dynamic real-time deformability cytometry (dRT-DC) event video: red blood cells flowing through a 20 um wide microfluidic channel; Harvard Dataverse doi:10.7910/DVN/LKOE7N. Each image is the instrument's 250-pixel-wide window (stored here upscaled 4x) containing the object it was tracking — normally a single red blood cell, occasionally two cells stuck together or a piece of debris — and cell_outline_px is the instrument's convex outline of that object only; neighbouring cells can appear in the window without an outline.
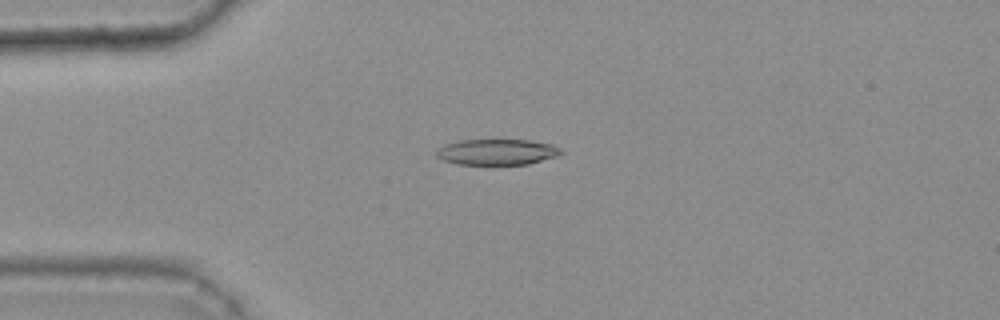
{"species": "common noctule bat (a hibernating species)", "species_latin": "Nyctalus noctula", "temperature_condition": "warm", "stored_images_in_passage": 46, "camera_frame_rate_fps": 3000, "um_per_image_px": 0.085, "animal": {"sex": "female", "body_mass_g": 25.1}, "frame": {"image": 1, "passage_image": 13, "time_ms": 4.0, "image_size_px": [1000, 320], "cell_outline_px": [[564, 152], [560, 156], [528, 164], [456, 164], [444, 160], [436, 156], [436, 152], [444, 144], [460, 140], [528, 140], [552, 144], [560, 148]], "centroid_in_image_um": [42.29, 12.92], "position_along_channel_um": 42.7, "area_um2": 18.79}}
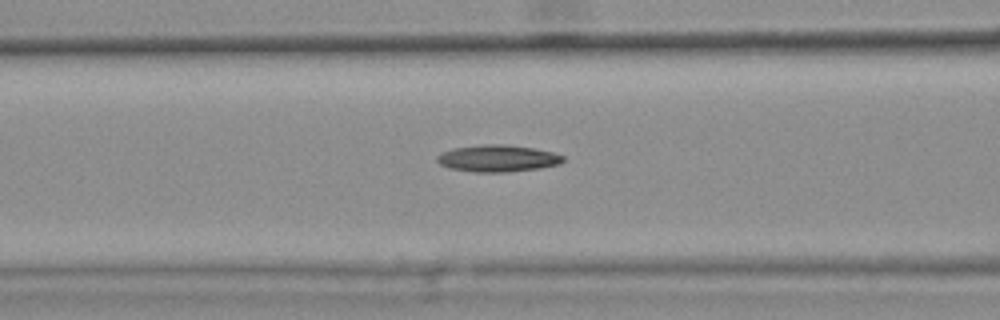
{"frame": {"image": 2, "passage_image": 21, "time_ms": 6.667, "image_size_px": [1000, 320], "cell_outline_px": [[564, 160], [560, 164], [540, 168], [508, 172], [476, 172], [448, 168], [440, 164], [436, 160], [436, 156], [452, 148], [484, 144], [508, 144], [532, 148], [552, 152], [564, 156]], "centroid_in_image_um": [42.3, 13.46], "position_along_channel_um": 124.3, "area_um2": 19.77}}
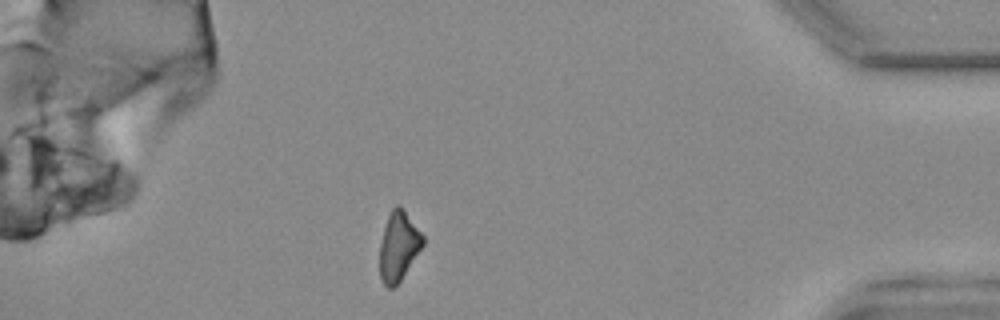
{"frame": {"image": 3, "passage_image": 46, "time_ms": 15.0, "image_size_px": [1000, 320], "cell_outline_px": [[424, 244], [400, 280], [392, 288], [388, 288], [380, 280], [380, 244], [384, 228], [388, 216], [392, 208], [396, 204], [404, 212], [424, 236]], "centroid_in_image_um": [33.86, 20.96], "position_along_channel_um": 401.3, "area_um2": 16.88}}